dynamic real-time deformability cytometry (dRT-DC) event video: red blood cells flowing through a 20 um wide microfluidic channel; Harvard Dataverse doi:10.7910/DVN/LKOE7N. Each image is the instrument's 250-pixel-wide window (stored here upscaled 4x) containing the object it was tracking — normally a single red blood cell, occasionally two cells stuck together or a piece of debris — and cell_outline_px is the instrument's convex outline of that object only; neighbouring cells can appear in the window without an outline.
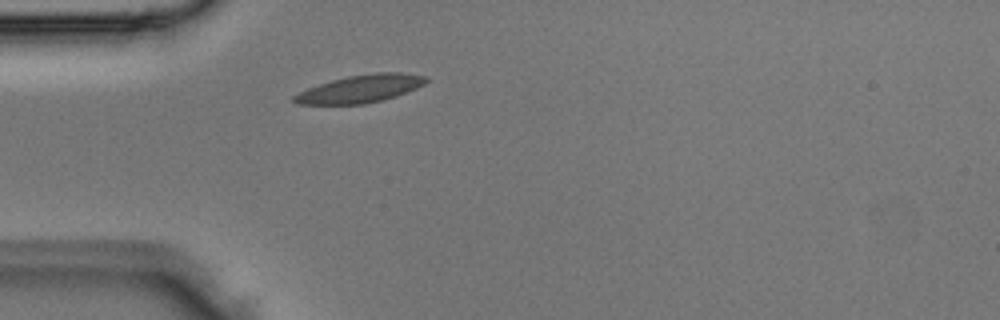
{"species": "Egyptian fruit bat (a non-hibernating species)", "species_latin": "Rousettus aegyptiacus", "temperature_condition": "room temperature", "stored_images_in_passage": 1, "camera_frame_rate_fps": 3000, "um_per_image_px": 0.085, "animal": {"sex": "male"}, "frame": {"image": 1, "passage_image": 1, "time_ms": 0.0, "image_size_px": [1000, 320], "cell_outline_px": [[428, 80], [424, 84], [416, 88], [396, 96], [364, 104], [300, 104], [292, 100], [292, 96], [308, 88], [332, 80], [348, 76], [376, 72], [400, 72], [428, 76]], "centroid_in_image_um": [30.66, 7.53], "position_along_channel_um": 54.3, "area_um2": 21.1}}